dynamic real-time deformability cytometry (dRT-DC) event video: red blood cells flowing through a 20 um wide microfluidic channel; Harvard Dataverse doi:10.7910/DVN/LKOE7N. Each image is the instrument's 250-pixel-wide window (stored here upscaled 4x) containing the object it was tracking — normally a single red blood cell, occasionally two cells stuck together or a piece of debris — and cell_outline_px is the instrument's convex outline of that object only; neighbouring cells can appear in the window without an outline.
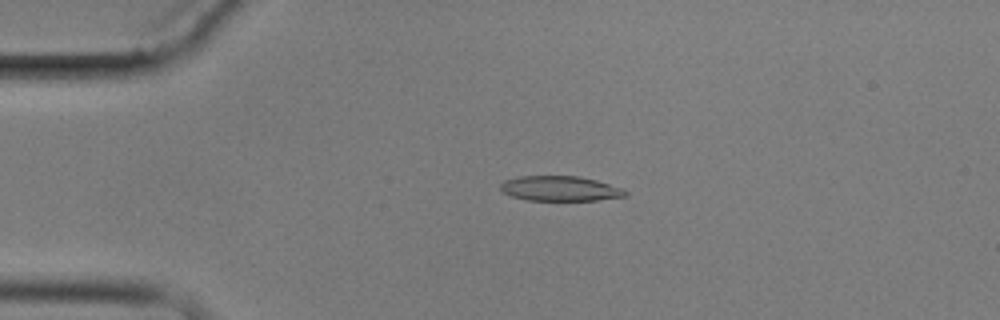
{"species": "common noctule bat (a hibernating species)", "species_latin": "Nyctalus noctula", "temperature_condition": "cold", "stored_images_in_passage": 4, "camera_frame_rate_fps": 3000, "um_per_image_px": 0.085, "animal": {"sex": "male", "body_mass_g": 17.9}, "frame": {"image": 1, "passage_image": 3, "time_ms": 2.333, "image_size_px": [1000, 320], "cell_outline_px": [[628, 196], [596, 200], [528, 200], [512, 196], [504, 192], [500, 188], [500, 184], [504, 180], [520, 176], [580, 176], [596, 180], [624, 188], [628, 192]], "centroid_in_image_um": [47.65, 16.02], "position_along_channel_um": 37.4, "area_um2": 18.21}}